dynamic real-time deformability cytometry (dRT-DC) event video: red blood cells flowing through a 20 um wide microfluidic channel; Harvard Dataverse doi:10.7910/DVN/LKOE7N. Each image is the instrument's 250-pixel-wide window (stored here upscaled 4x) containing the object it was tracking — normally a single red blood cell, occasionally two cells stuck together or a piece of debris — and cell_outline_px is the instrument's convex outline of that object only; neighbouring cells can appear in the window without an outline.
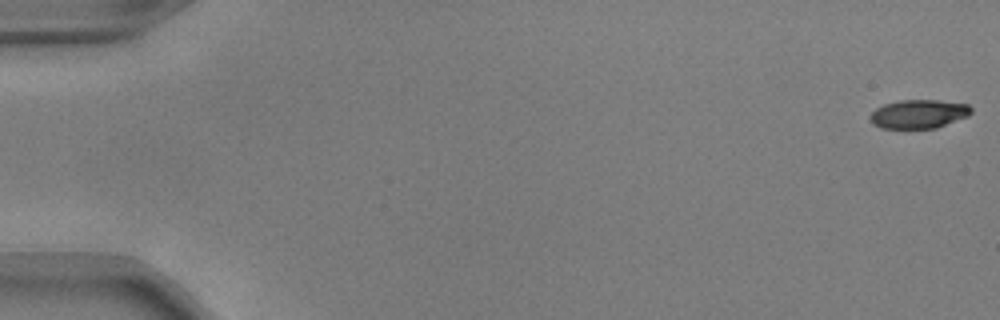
{"species": "common noctule bat (a hibernating species)", "species_latin": "Nyctalus noctula", "temperature_condition": "warm", "stored_images_in_passage": 53, "camera_frame_rate_fps": 3000, "um_per_image_px": 0.085, "animal": {"sex": "male", "body_mass_g": 17.9, "forearm_length_mm": 54.2}, "frame": {"image": 1, "passage_image": 1, "time_ms": 0.0, "image_size_px": [1000, 320], "cell_outline_px": [[972, 112], [968, 116], [936, 128], [880, 128], [872, 124], [872, 112], [876, 108], [884, 104], [900, 100], [940, 100], [968, 104], [972, 108]], "centroid_in_image_um": [78.12, 9.68], "position_along_channel_um": 6.9, "area_um2": 16.88}}
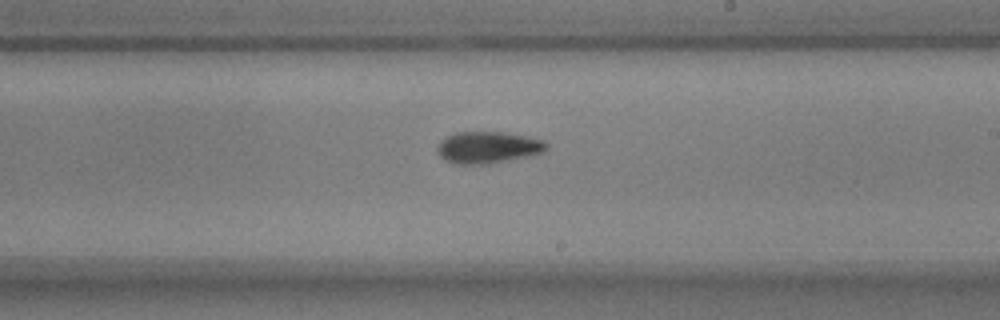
{"frame": {"image": 2, "passage_image": 32, "time_ms": 10.333, "image_size_px": [1000, 320], "cell_outline_px": [[548, 148], [544, 152], [532, 156], [488, 164], [456, 164], [444, 160], [436, 152], [436, 148], [440, 140], [456, 132], [508, 132], [528, 136], [544, 140], [548, 144]], "centroid_in_image_um": [41.5, 12.53], "position_along_channel_um": 247.5, "area_um2": 20.63}}
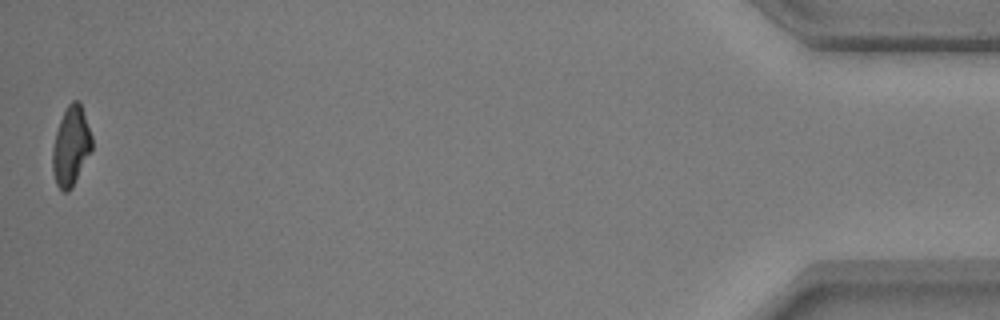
{"frame": {"image": 3, "passage_image": 53, "time_ms": 17.333, "image_size_px": [1000, 320], "cell_outline_px": [[92, 148], [72, 188], [68, 192], [64, 192], [56, 184], [52, 172], [52, 148], [56, 132], [60, 120], [68, 104], [72, 100], [80, 100], [92, 136]], "centroid_in_image_um": [6.02, 12.41], "position_along_channel_um": 429.2, "area_um2": 18.21}, "authors_computed_cell_mechanics": {"area_um2": 18.9584, "velocity_mm_per_s": 3.8472, "shape_relaxation_time_tau1_ms": 5.9767, "shape_relaxation_time_tau2_ms": 3.4357, "deformation_change_tau1": 0.2074, "deformation_change_tau2": 0.1085}}